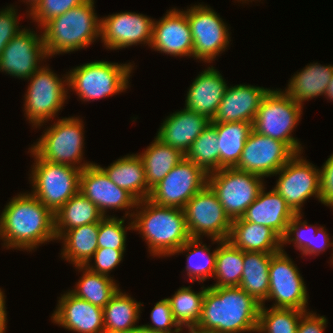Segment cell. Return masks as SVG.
<instances>
[{"label":"cell","mask_w":333,"mask_h":333,"mask_svg":"<svg viewBox=\"0 0 333 333\" xmlns=\"http://www.w3.org/2000/svg\"><path fill=\"white\" fill-rule=\"evenodd\" d=\"M261 304L240 287L208 286L194 328L204 333L257 332Z\"/></svg>","instance_id":"cell-2"},{"label":"cell","mask_w":333,"mask_h":333,"mask_svg":"<svg viewBox=\"0 0 333 333\" xmlns=\"http://www.w3.org/2000/svg\"><path fill=\"white\" fill-rule=\"evenodd\" d=\"M306 311L294 308H266L261 305L258 333H297L301 316Z\"/></svg>","instance_id":"cell-40"},{"label":"cell","mask_w":333,"mask_h":333,"mask_svg":"<svg viewBox=\"0 0 333 333\" xmlns=\"http://www.w3.org/2000/svg\"><path fill=\"white\" fill-rule=\"evenodd\" d=\"M75 268L83 271V274L75 284V289L69 291L77 298L103 309L118 291L119 285L113 277L95 273L85 266H75Z\"/></svg>","instance_id":"cell-35"},{"label":"cell","mask_w":333,"mask_h":333,"mask_svg":"<svg viewBox=\"0 0 333 333\" xmlns=\"http://www.w3.org/2000/svg\"><path fill=\"white\" fill-rule=\"evenodd\" d=\"M118 291L103 308L105 333H120L139 327L142 303L133 299L125 292Z\"/></svg>","instance_id":"cell-33"},{"label":"cell","mask_w":333,"mask_h":333,"mask_svg":"<svg viewBox=\"0 0 333 333\" xmlns=\"http://www.w3.org/2000/svg\"><path fill=\"white\" fill-rule=\"evenodd\" d=\"M125 250H115L111 248H98L92 256V259L85 265L89 270L110 276V271L115 269L121 263ZM94 258V265L91 264ZM91 264V265H90Z\"/></svg>","instance_id":"cell-45"},{"label":"cell","mask_w":333,"mask_h":333,"mask_svg":"<svg viewBox=\"0 0 333 333\" xmlns=\"http://www.w3.org/2000/svg\"><path fill=\"white\" fill-rule=\"evenodd\" d=\"M240 1H242V2L244 1V3H247V1H249V0H240ZM252 1H254V0H252ZM238 2H239V0H238Z\"/></svg>","instance_id":"cell-55"},{"label":"cell","mask_w":333,"mask_h":333,"mask_svg":"<svg viewBox=\"0 0 333 333\" xmlns=\"http://www.w3.org/2000/svg\"><path fill=\"white\" fill-rule=\"evenodd\" d=\"M0 217V239L4 248L31 252L40 244L57 240L54 213L30 192L10 199Z\"/></svg>","instance_id":"cell-1"},{"label":"cell","mask_w":333,"mask_h":333,"mask_svg":"<svg viewBox=\"0 0 333 333\" xmlns=\"http://www.w3.org/2000/svg\"><path fill=\"white\" fill-rule=\"evenodd\" d=\"M189 8L186 9V16L191 28L193 57L211 63L229 47L231 37L228 25L210 6L198 4Z\"/></svg>","instance_id":"cell-12"},{"label":"cell","mask_w":333,"mask_h":333,"mask_svg":"<svg viewBox=\"0 0 333 333\" xmlns=\"http://www.w3.org/2000/svg\"><path fill=\"white\" fill-rule=\"evenodd\" d=\"M135 65L92 61L67 72L68 89L75 91L80 100L94 101L124 92Z\"/></svg>","instance_id":"cell-5"},{"label":"cell","mask_w":333,"mask_h":333,"mask_svg":"<svg viewBox=\"0 0 333 333\" xmlns=\"http://www.w3.org/2000/svg\"><path fill=\"white\" fill-rule=\"evenodd\" d=\"M325 97L328 98L330 101H333V75L331 77L329 85L327 86Z\"/></svg>","instance_id":"cell-51"},{"label":"cell","mask_w":333,"mask_h":333,"mask_svg":"<svg viewBox=\"0 0 333 333\" xmlns=\"http://www.w3.org/2000/svg\"><path fill=\"white\" fill-rule=\"evenodd\" d=\"M202 238H190L175 254L187 253L186 270L189 282H204L213 278L216 263V249L210 251V246L202 244Z\"/></svg>","instance_id":"cell-37"},{"label":"cell","mask_w":333,"mask_h":333,"mask_svg":"<svg viewBox=\"0 0 333 333\" xmlns=\"http://www.w3.org/2000/svg\"><path fill=\"white\" fill-rule=\"evenodd\" d=\"M217 132L219 169L234 168L241 157L245 142L252 129L250 122L211 123Z\"/></svg>","instance_id":"cell-32"},{"label":"cell","mask_w":333,"mask_h":333,"mask_svg":"<svg viewBox=\"0 0 333 333\" xmlns=\"http://www.w3.org/2000/svg\"><path fill=\"white\" fill-rule=\"evenodd\" d=\"M34 157L31 176V194L55 213L72 196L79 192L80 169L65 164L50 163L41 159L31 148Z\"/></svg>","instance_id":"cell-8"},{"label":"cell","mask_w":333,"mask_h":333,"mask_svg":"<svg viewBox=\"0 0 333 333\" xmlns=\"http://www.w3.org/2000/svg\"><path fill=\"white\" fill-rule=\"evenodd\" d=\"M289 80L285 93L303 107V102L323 96L333 75V65L311 63Z\"/></svg>","instance_id":"cell-28"},{"label":"cell","mask_w":333,"mask_h":333,"mask_svg":"<svg viewBox=\"0 0 333 333\" xmlns=\"http://www.w3.org/2000/svg\"><path fill=\"white\" fill-rule=\"evenodd\" d=\"M189 333H204V332H200L198 330H195V329H190L188 330Z\"/></svg>","instance_id":"cell-54"},{"label":"cell","mask_w":333,"mask_h":333,"mask_svg":"<svg viewBox=\"0 0 333 333\" xmlns=\"http://www.w3.org/2000/svg\"><path fill=\"white\" fill-rule=\"evenodd\" d=\"M142 159L147 186L152 189L181 161L185 155L178 149L164 144L157 137L138 154Z\"/></svg>","instance_id":"cell-30"},{"label":"cell","mask_w":333,"mask_h":333,"mask_svg":"<svg viewBox=\"0 0 333 333\" xmlns=\"http://www.w3.org/2000/svg\"><path fill=\"white\" fill-rule=\"evenodd\" d=\"M228 85L213 66L207 67L193 80L185 100V108L212 121Z\"/></svg>","instance_id":"cell-24"},{"label":"cell","mask_w":333,"mask_h":333,"mask_svg":"<svg viewBox=\"0 0 333 333\" xmlns=\"http://www.w3.org/2000/svg\"><path fill=\"white\" fill-rule=\"evenodd\" d=\"M120 333H151L148 330H146L144 327H142L141 325L135 329L129 330V331H125V332H120Z\"/></svg>","instance_id":"cell-52"},{"label":"cell","mask_w":333,"mask_h":333,"mask_svg":"<svg viewBox=\"0 0 333 333\" xmlns=\"http://www.w3.org/2000/svg\"><path fill=\"white\" fill-rule=\"evenodd\" d=\"M47 58L43 35L24 27L2 51L0 72L26 80L42 67L40 62Z\"/></svg>","instance_id":"cell-16"},{"label":"cell","mask_w":333,"mask_h":333,"mask_svg":"<svg viewBox=\"0 0 333 333\" xmlns=\"http://www.w3.org/2000/svg\"><path fill=\"white\" fill-rule=\"evenodd\" d=\"M296 153L277 173L273 187L296 214H301L303 203L315 196L320 201V169Z\"/></svg>","instance_id":"cell-15"},{"label":"cell","mask_w":333,"mask_h":333,"mask_svg":"<svg viewBox=\"0 0 333 333\" xmlns=\"http://www.w3.org/2000/svg\"><path fill=\"white\" fill-rule=\"evenodd\" d=\"M153 22L150 48L167 55L193 57V40L186 10L176 8Z\"/></svg>","instance_id":"cell-20"},{"label":"cell","mask_w":333,"mask_h":333,"mask_svg":"<svg viewBox=\"0 0 333 333\" xmlns=\"http://www.w3.org/2000/svg\"><path fill=\"white\" fill-rule=\"evenodd\" d=\"M98 166L114 184L129 192L138 202L149 198L151 189L147 186L144 164L138 153L119 158L107 168Z\"/></svg>","instance_id":"cell-27"},{"label":"cell","mask_w":333,"mask_h":333,"mask_svg":"<svg viewBox=\"0 0 333 333\" xmlns=\"http://www.w3.org/2000/svg\"><path fill=\"white\" fill-rule=\"evenodd\" d=\"M217 244L213 274L217 281L211 287H239L244 269V251L234 247L228 240Z\"/></svg>","instance_id":"cell-36"},{"label":"cell","mask_w":333,"mask_h":333,"mask_svg":"<svg viewBox=\"0 0 333 333\" xmlns=\"http://www.w3.org/2000/svg\"><path fill=\"white\" fill-rule=\"evenodd\" d=\"M52 322L77 333H105L103 309L77 298L69 290L59 297Z\"/></svg>","instance_id":"cell-21"},{"label":"cell","mask_w":333,"mask_h":333,"mask_svg":"<svg viewBox=\"0 0 333 333\" xmlns=\"http://www.w3.org/2000/svg\"><path fill=\"white\" fill-rule=\"evenodd\" d=\"M303 107L284 90H269L262 99L252 123V129L260 135L284 142L295 154L303 148L292 132L301 120Z\"/></svg>","instance_id":"cell-6"},{"label":"cell","mask_w":333,"mask_h":333,"mask_svg":"<svg viewBox=\"0 0 333 333\" xmlns=\"http://www.w3.org/2000/svg\"><path fill=\"white\" fill-rule=\"evenodd\" d=\"M94 7V0H87L39 28L48 57L86 48L101 37V18Z\"/></svg>","instance_id":"cell-4"},{"label":"cell","mask_w":333,"mask_h":333,"mask_svg":"<svg viewBox=\"0 0 333 333\" xmlns=\"http://www.w3.org/2000/svg\"><path fill=\"white\" fill-rule=\"evenodd\" d=\"M227 240L242 251L275 254L282 250L281 238L271 228L242 218L232 220Z\"/></svg>","instance_id":"cell-26"},{"label":"cell","mask_w":333,"mask_h":333,"mask_svg":"<svg viewBox=\"0 0 333 333\" xmlns=\"http://www.w3.org/2000/svg\"><path fill=\"white\" fill-rule=\"evenodd\" d=\"M17 13L11 5L0 11V56L10 40L23 30L20 29L23 26H19Z\"/></svg>","instance_id":"cell-46"},{"label":"cell","mask_w":333,"mask_h":333,"mask_svg":"<svg viewBox=\"0 0 333 333\" xmlns=\"http://www.w3.org/2000/svg\"><path fill=\"white\" fill-rule=\"evenodd\" d=\"M4 292L0 288V333H5L7 329V311Z\"/></svg>","instance_id":"cell-50"},{"label":"cell","mask_w":333,"mask_h":333,"mask_svg":"<svg viewBox=\"0 0 333 333\" xmlns=\"http://www.w3.org/2000/svg\"><path fill=\"white\" fill-rule=\"evenodd\" d=\"M207 184L208 174L185 157L151 189L148 199L160 206L183 209Z\"/></svg>","instance_id":"cell-14"},{"label":"cell","mask_w":333,"mask_h":333,"mask_svg":"<svg viewBox=\"0 0 333 333\" xmlns=\"http://www.w3.org/2000/svg\"><path fill=\"white\" fill-rule=\"evenodd\" d=\"M99 223L78 226L66 231L59 240H63L61 255L74 266H85L98 249L97 237Z\"/></svg>","instance_id":"cell-31"},{"label":"cell","mask_w":333,"mask_h":333,"mask_svg":"<svg viewBox=\"0 0 333 333\" xmlns=\"http://www.w3.org/2000/svg\"><path fill=\"white\" fill-rule=\"evenodd\" d=\"M295 215L296 213L274 188L265 192L263 187L241 218L271 228L282 239Z\"/></svg>","instance_id":"cell-25"},{"label":"cell","mask_w":333,"mask_h":333,"mask_svg":"<svg viewBox=\"0 0 333 333\" xmlns=\"http://www.w3.org/2000/svg\"><path fill=\"white\" fill-rule=\"evenodd\" d=\"M125 217L106 216L99 222L97 237L98 248H111L115 250H126L127 230H133V222L126 227Z\"/></svg>","instance_id":"cell-41"},{"label":"cell","mask_w":333,"mask_h":333,"mask_svg":"<svg viewBox=\"0 0 333 333\" xmlns=\"http://www.w3.org/2000/svg\"><path fill=\"white\" fill-rule=\"evenodd\" d=\"M87 0H40L36 6L28 12V17L42 27L50 19L62 15L69 9L80 6Z\"/></svg>","instance_id":"cell-43"},{"label":"cell","mask_w":333,"mask_h":333,"mask_svg":"<svg viewBox=\"0 0 333 333\" xmlns=\"http://www.w3.org/2000/svg\"><path fill=\"white\" fill-rule=\"evenodd\" d=\"M216 128L210 123L194 140L185 157L207 174L219 170V150Z\"/></svg>","instance_id":"cell-39"},{"label":"cell","mask_w":333,"mask_h":333,"mask_svg":"<svg viewBox=\"0 0 333 333\" xmlns=\"http://www.w3.org/2000/svg\"><path fill=\"white\" fill-rule=\"evenodd\" d=\"M299 272L283 248L271 256L269 292L265 300H275L271 307L308 311L307 287Z\"/></svg>","instance_id":"cell-13"},{"label":"cell","mask_w":333,"mask_h":333,"mask_svg":"<svg viewBox=\"0 0 333 333\" xmlns=\"http://www.w3.org/2000/svg\"><path fill=\"white\" fill-rule=\"evenodd\" d=\"M47 127L37 142L30 148L43 160L65 164L83 170L92 162L82 163L84 146V125L79 117L57 119Z\"/></svg>","instance_id":"cell-7"},{"label":"cell","mask_w":333,"mask_h":333,"mask_svg":"<svg viewBox=\"0 0 333 333\" xmlns=\"http://www.w3.org/2000/svg\"><path fill=\"white\" fill-rule=\"evenodd\" d=\"M320 169V202L333 210V154Z\"/></svg>","instance_id":"cell-47"},{"label":"cell","mask_w":333,"mask_h":333,"mask_svg":"<svg viewBox=\"0 0 333 333\" xmlns=\"http://www.w3.org/2000/svg\"><path fill=\"white\" fill-rule=\"evenodd\" d=\"M183 211L191 238L207 236L213 244L228 239L232 221L208 184L187 202Z\"/></svg>","instance_id":"cell-11"},{"label":"cell","mask_w":333,"mask_h":333,"mask_svg":"<svg viewBox=\"0 0 333 333\" xmlns=\"http://www.w3.org/2000/svg\"><path fill=\"white\" fill-rule=\"evenodd\" d=\"M302 216V214H296L291 219L289 225L287 226L286 233L281 239L282 248L284 247V244L293 243L302 255L311 256L313 255V239L316 236V231L319 227L315 225H308L306 220L301 221Z\"/></svg>","instance_id":"cell-42"},{"label":"cell","mask_w":333,"mask_h":333,"mask_svg":"<svg viewBox=\"0 0 333 333\" xmlns=\"http://www.w3.org/2000/svg\"><path fill=\"white\" fill-rule=\"evenodd\" d=\"M27 80H30V83L24 96L23 111L32 127L38 128L53 119L63 108L69 93L66 87L68 74L60 78L48 66L42 65Z\"/></svg>","instance_id":"cell-9"},{"label":"cell","mask_w":333,"mask_h":333,"mask_svg":"<svg viewBox=\"0 0 333 333\" xmlns=\"http://www.w3.org/2000/svg\"><path fill=\"white\" fill-rule=\"evenodd\" d=\"M79 191L92 201L105 217L108 209L129 210L136 208L138 203L129 192L114 184L95 163L81 171Z\"/></svg>","instance_id":"cell-19"},{"label":"cell","mask_w":333,"mask_h":333,"mask_svg":"<svg viewBox=\"0 0 333 333\" xmlns=\"http://www.w3.org/2000/svg\"><path fill=\"white\" fill-rule=\"evenodd\" d=\"M326 324V317L306 311L299 320L297 333H325Z\"/></svg>","instance_id":"cell-48"},{"label":"cell","mask_w":333,"mask_h":333,"mask_svg":"<svg viewBox=\"0 0 333 333\" xmlns=\"http://www.w3.org/2000/svg\"><path fill=\"white\" fill-rule=\"evenodd\" d=\"M330 240L329 234L326 233V228L319 226L316 236L313 239V255L317 256L325 252L328 247H332L333 243Z\"/></svg>","instance_id":"cell-49"},{"label":"cell","mask_w":333,"mask_h":333,"mask_svg":"<svg viewBox=\"0 0 333 333\" xmlns=\"http://www.w3.org/2000/svg\"><path fill=\"white\" fill-rule=\"evenodd\" d=\"M295 153L282 141L251 131L235 169L257 174L263 178L274 176Z\"/></svg>","instance_id":"cell-17"},{"label":"cell","mask_w":333,"mask_h":333,"mask_svg":"<svg viewBox=\"0 0 333 333\" xmlns=\"http://www.w3.org/2000/svg\"><path fill=\"white\" fill-rule=\"evenodd\" d=\"M135 211H126L125 216L133 219V230L142 235L153 257L173 256L191 238L183 209L144 199L137 203Z\"/></svg>","instance_id":"cell-3"},{"label":"cell","mask_w":333,"mask_h":333,"mask_svg":"<svg viewBox=\"0 0 333 333\" xmlns=\"http://www.w3.org/2000/svg\"><path fill=\"white\" fill-rule=\"evenodd\" d=\"M210 123L207 117L184 107L166 117L156 137L186 155L194 140Z\"/></svg>","instance_id":"cell-23"},{"label":"cell","mask_w":333,"mask_h":333,"mask_svg":"<svg viewBox=\"0 0 333 333\" xmlns=\"http://www.w3.org/2000/svg\"><path fill=\"white\" fill-rule=\"evenodd\" d=\"M332 243H333V241H332ZM332 250H333V248H332ZM330 258H332L331 263H333V254H332V257H330Z\"/></svg>","instance_id":"cell-56"},{"label":"cell","mask_w":333,"mask_h":333,"mask_svg":"<svg viewBox=\"0 0 333 333\" xmlns=\"http://www.w3.org/2000/svg\"><path fill=\"white\" fill-rule=\"evenodd\" d=\"M273 254L244 251L239 287L264 305L269 292V266Z\"/></svg>","instance_id":"cell-34"},{"label":"cell","mask_w":333,"mask_h":333,"mask_svg":"<svg viewBox=\"0 0 333 333\" xmlns=\"http://www.w3.org/2000/svg\"><path fill=\"white\" fill-rule=\"evenodd\" d=\"M269 90L249 84L227 87L211 123L241 121L253 123L260 103Z\"/></svg>","instance_id":"cell-22"},{"label":"cell","mask_w":333,"mask_h":333,"mask_svg":"<svg viewBox=\"0 0 333 333\" xmlns=\"http://www.w3.org/2000/svg\"><path fill=\"white\" fill-rule=\"evenodd\" d=\"M23 1V0H22ZM26 1V3L28 4V5H30V6H28V7H30V8H28L29 10H26L27 12H29V11H31L35 6H36V4L40 1V0H24L23 2H25Z\"/></svg>","instance_id":"cell-53"},{"label":"cell","mask_w":333,"mask_h":333,"mask_svg":"<svg viewBox=\"0 0 333 333\" xmlns=\"http://www.w3.org/2000/svg\"><path fill=\"white\" fill-rule=\"evenodd\" d=\"M105 216L80 191L54 213L57 240L68 230L91 223H99Z\"/></svg>","instance_id":"cell-29"},{"label":"cell","mask_w":333,"mask_h":333,"mask_svg":"<svg viewBox=\"0 0 333 333\" xmlns=\"http://www.w3.org/2000/svg\"><path fill=\"white\" fill-rule=\"evenodd\" d=\"M154 19L135 12H120L101 18V37L106 49L118 50L152 41Z\"/></svg>","instance_id":"cell-18"},{"label":"cell","mask_w":333,"mask_h":333,"mask_svg":"<svg viewBox=\"0 0 333 333\" xmlns=\"http://www.w3.org/2000/svg\"><path fill=\"white\" fill-rule=\"evenodd\" d=\"M150 318L153 324L141 326L151 333H181L183 330L175 322L169 301L166 298L155 304L151 310Z\"/></svg>","instance_id":"cell-44"},{"label":"cell","mask_w":333,"mask_h":333,"mask_svg":"<svg viewBox=\"0 0 333 333\" xmlns=\"http://www.w3.org/2000/svg\"><path fill=\"white\" fill-rule=\"evenodd\" d=\"M264 178L235 168H222L208 174V185L216 193L230 220L241 218L256 200Z\"/></svg>","instance_id":"cell-10"},{"label":"cell","mask_w":333,"mask_h":333,"mask_svg":"<svg viewBox=\"0 0 333 333\" xmlns=\"http://www.w3.org/2000/svg\"><path fill=\"white\" fill-rule=\"evenodd\" d=\"M201 288L199 292H194L191 286L180 287L171 298H166L169 301L173 318L181 329L184 327L188 330L194 329L200 320L207 289L205 286Z\"/></svg>","instance_id":"cell-38"}]
</instances>
